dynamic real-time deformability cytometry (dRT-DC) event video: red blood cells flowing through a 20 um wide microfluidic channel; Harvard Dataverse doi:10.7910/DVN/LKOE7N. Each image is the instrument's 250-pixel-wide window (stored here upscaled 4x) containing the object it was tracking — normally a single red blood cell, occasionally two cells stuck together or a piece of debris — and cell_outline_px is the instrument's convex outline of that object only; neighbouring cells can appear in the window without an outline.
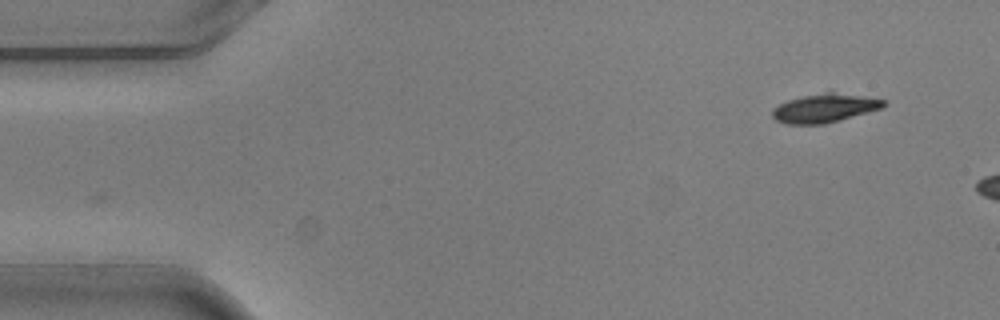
{"species": "common noctule bat (a hibernating species)", "species_latin": "Nyctalus noctula", "temperature_condition": "warm", "stored_images_in_passage": 3, "camera_frame_rate_fps": 3000, "um_per_image_px": 0.085, "animal": {"sex": "male", "body_mass_g": 20.5, "forearm_length_mm": 52.5}, "frame": {"image": 1, "passage_image": 3, "time_ms": 0.667, "image_size_px": [1000, 320], "cell_outline_px": [[888, 104], [880, 108], [824, 124], [788, 124], [776, 120], [772, 116], [772, 108], [788, 100], [804, 96], [828, 92], [832, 92], [860, 96], [884, 100]], "centroid_in_image_um": [70.04, 9.2], "position_along_channel_um": 15.0, "area_um2": 18.03}}